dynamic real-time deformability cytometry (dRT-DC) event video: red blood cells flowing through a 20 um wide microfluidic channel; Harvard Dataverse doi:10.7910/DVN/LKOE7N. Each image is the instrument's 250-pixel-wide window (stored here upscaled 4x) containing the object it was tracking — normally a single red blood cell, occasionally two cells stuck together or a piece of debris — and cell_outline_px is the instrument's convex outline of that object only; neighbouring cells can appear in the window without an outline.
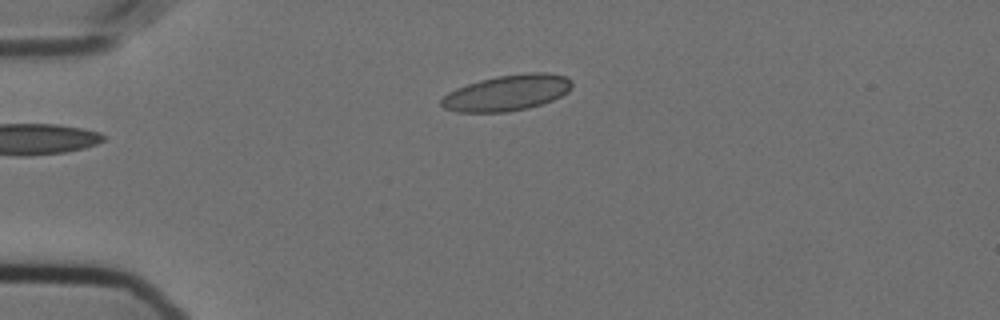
{"species": "Egyptian fruit bat (a non-hibernating species)", "species_latin": "Rousettus aegyptiacus", "temperature_condition": "cold", "stored_images_in_passage": 44, "camera_frame_rate_fps": 3000, "um_per_image_px": 0.085, "animal": {"sex": "female"}, "frame": {"image": 1, "passage_image": 1, "time_ms": 0.0, "image_size_px": [1000, 320], "cell_outline_px": [[572, 84], [568, 92], [552, 100], [528, 108], [504, 112], [456, 112], [444, 108], [440, 104], [440, 100], [448, 92], [456, 88], [480, 80], [496, 76], [528, 72], [544, 72], [568, 76], [572, 80]], "centroid_in_image_um": [43.1, 7.88], "position_along_channel_um": 41.9, "area_um2": 27.34}}
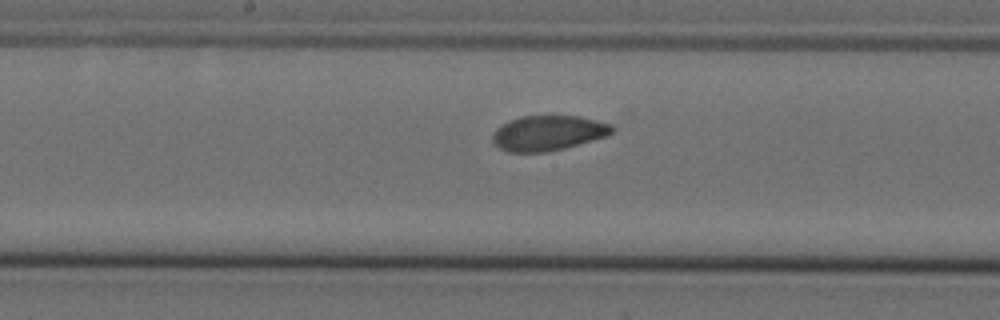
{"frame": {"image": 2, "passage_image": 17, "time_ms": 5.333, "image_size_px": [1000, 320], "cell_outline_px": [[616, 128], [608, 136], [564, 148], [544, 152], [508, 152], [500, 148], [492, 140], [492, 132], [496, 128], [520, 116], [580, 116], [612, 124]], "centroid_in_image_um": [46.62, 11.3], "position_along_channel_um": 201.6, "area_um2": 24.39}}
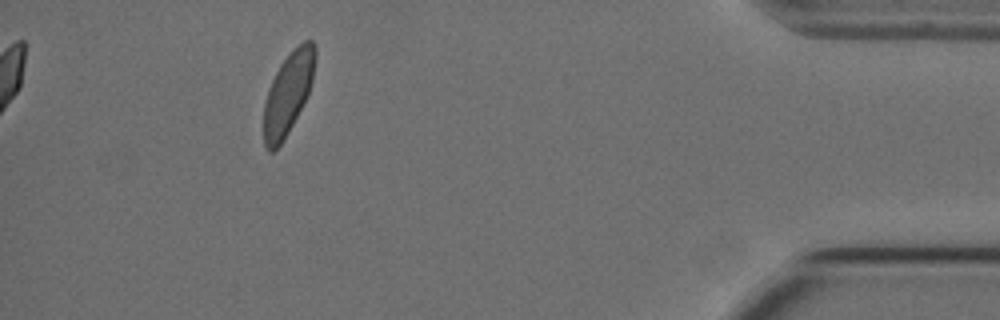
{"frame": {"image": 3, "passage_image": 39, "time_ms": 12.667, "image_size_px": [1000, 320], "cell_outline_px": [[316, 56], [312, 80], [308, 92], [288, 132], [280, 144], [272, 152], [268, 152], [264, 148], [264, 104], [268, 88], [280, 64], [292, 48], [304, 40], [312, 40], [316, 44]], "centroid_in_image_um": [24.48, 7.88], "position_along_channel_um": 410.7, "area_um2": 24.33}, "authors_computed_cell_mechanics": {"area_um2": 24.9696, "velocity_mm_per_s": 3.5687, "shape_relaxation_time_tau1_ms": 6.6408, "shape_relaxation_time_tau2_ms": 8.1001, "deformation_change_tau1": 0.1116, "deformation_change_tau2": 0.0757}}